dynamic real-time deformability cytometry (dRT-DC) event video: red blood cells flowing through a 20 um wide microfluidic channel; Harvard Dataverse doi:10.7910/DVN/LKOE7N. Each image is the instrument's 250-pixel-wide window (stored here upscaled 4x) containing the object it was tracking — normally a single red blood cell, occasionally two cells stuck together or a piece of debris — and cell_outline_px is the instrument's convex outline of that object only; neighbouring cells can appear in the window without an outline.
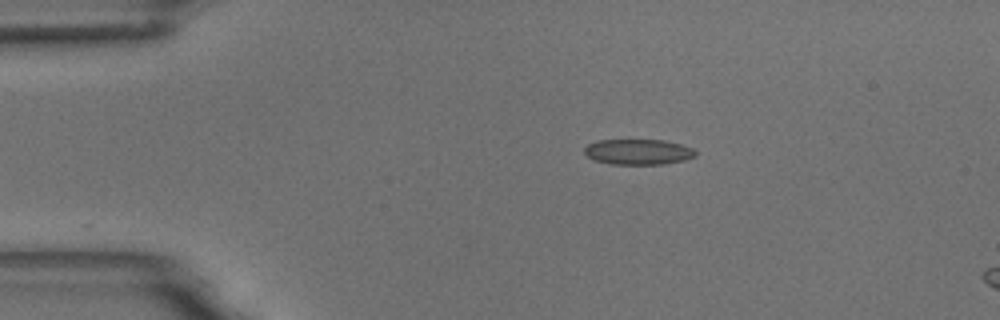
{"species": "common noctule bat (a hibernating species)", "species_latin": "Nyctalus noctula", "temperature_condition": "room temperature", "stored_images_in_passage": 7, "camera_frame_rate_fps": 3000, "um_per_image_px": 0.085, "animal": {"sex": "male", "body_mass_g": 18.8}, "frame": {"image": 1, "passage_image": 1, "time_ms": 0.0, "image_size_px": [1000, 320], "cell_outline_px": [[696, 156], [684, 160], [664, 164], [612, 164], [592, 160], [584, 152], [584, 148], [588, 144], [596, 140], [664, 140], [680, 144], [692, 148], [696, 152]], "centroid_in_image_um": [54.23, 12.91], "position_along_channel_um": 30.8, "area_um2": 16.53}}